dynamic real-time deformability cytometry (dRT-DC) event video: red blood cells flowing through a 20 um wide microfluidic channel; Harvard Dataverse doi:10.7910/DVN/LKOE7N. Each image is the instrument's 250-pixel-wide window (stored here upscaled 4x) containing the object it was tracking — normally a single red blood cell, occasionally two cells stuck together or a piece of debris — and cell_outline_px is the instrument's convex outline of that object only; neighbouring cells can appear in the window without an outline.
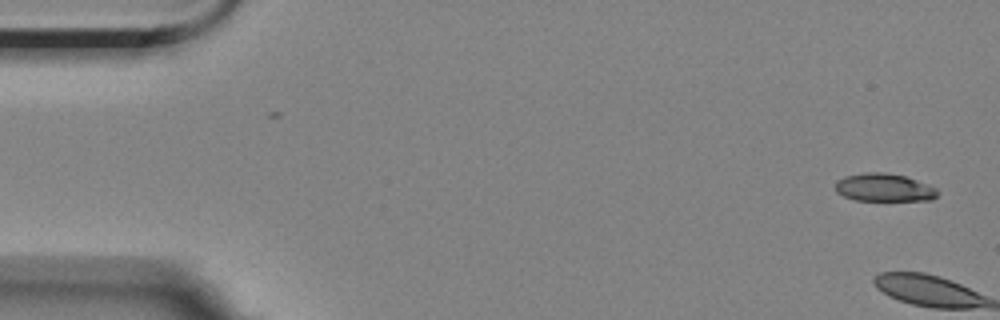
{"species": "Egyptian fruit bat (a non-hibernating species)", "species_latin": "Rousettus aegyptiacus", "temperature_condition": "room temperature", "stored_images_in_passage": 2, "camera_frame_rate_fps": 3000, "um_per_image_px": 0.085, "animal": {"sex": "female"}, "frame": {"image": 1, "passage_image": 2, "time_ms": 1.0, "image_size_px": [1000, 320], "cell_outline_px": [[936, 196], [932, 200], [856, 200], [844, 196], [836, 192], [836, 180], [844, 176], [868, 172], [884, 172], [904, 176], [916, 180], [936, 188]], "centroid_in_image_um": [75.1, 15.94], "position_along_channel_um": 9.9, "area_um2": 16.42}}